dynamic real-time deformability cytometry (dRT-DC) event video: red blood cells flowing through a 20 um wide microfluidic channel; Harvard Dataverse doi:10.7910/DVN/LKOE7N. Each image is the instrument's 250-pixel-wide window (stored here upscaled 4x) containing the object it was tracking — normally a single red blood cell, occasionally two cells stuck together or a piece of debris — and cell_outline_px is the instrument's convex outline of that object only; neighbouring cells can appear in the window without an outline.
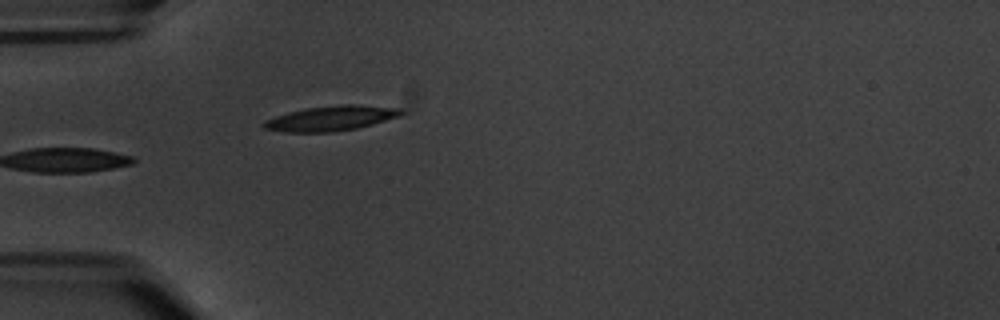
{"species": "common noctule bat (a hibernating species)", "species_latin": "Nyctalus noctula", "temperature_condition": "warm", "stored_images_in_passage": 6, "camera_frame_rate_fps": 3000, "um_per_image_px": 0.085, "animal": {"sex": "male", "body_mass_g": 20.1, "forearm_length_mm": 53.5}, "frame": {"image": 1, "passage_image": 6, "time_ms": 6.0, "image_size_px": [1000, 320], "cell_outline_px": [[404, 112], [400, 116], [372, 124], [356, 128], [332, 132], [284, 132], [264, 128], [260, 124], [264, 120], [288, 112], [308, 108], [340, 104], [352, 104], [400, 108]], "centroid_in_image_um": [28.11, 10.05], "position_along_channel_um": 56.9, "area_um2": 19.88}}